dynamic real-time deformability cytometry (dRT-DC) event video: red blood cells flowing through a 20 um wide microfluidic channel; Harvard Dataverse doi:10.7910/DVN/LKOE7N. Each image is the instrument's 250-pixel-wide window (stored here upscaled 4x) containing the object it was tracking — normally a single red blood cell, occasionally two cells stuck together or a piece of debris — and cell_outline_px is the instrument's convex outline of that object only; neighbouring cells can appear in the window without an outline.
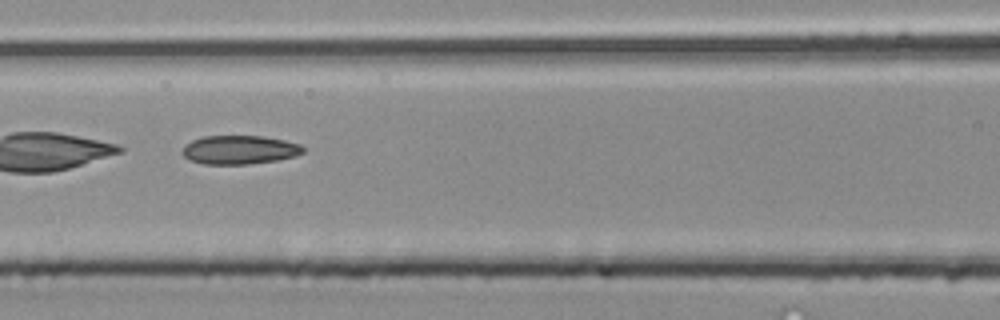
{"species": "common noctule bat (a hibernating species)", "species_latin": "Nyctalus noctula", "temperature_condition": "room temperature", "stored_images_in_passage": 46, "camera_frame_rate_fps": 3000, "um_per_image_px": 0.085, "animal": {"sex": "male", "body_mass_g": 20.4}, "frame": {"image": 1, "passage_image": 21, "time_ms": 6.667, "image_size_px": [1000, 320], "cell_outline_px": [[304, 152], [296, 156], [280, 160], [248, 164], [204, 164], [192, 160], [184, 156], [180, 152], [184, 144], [192, 140], [204, 136], [264, 136], [284, 140], [300, 144], [304, 148]], "centroid_in_image_um": [20.36, 12.73], "position_along_channel_um": 146.2, "area_um2": 20.4}}
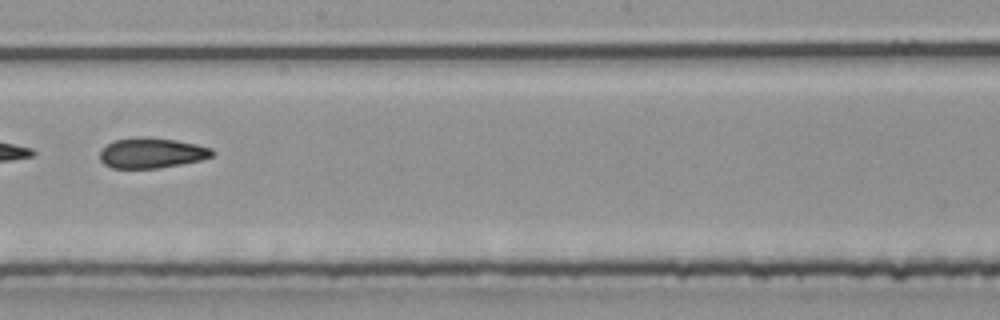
{"frame": {"image": 2, "passage_image": 27, "time_ms": 8.667, "image_size_px": [1000, 320], "cell_outline_px": [[216, 152], [212, 156], [200, 160], [180, 164], [156, 168], [112, 168], [104, 164], [100, 160], [100, 152], [112, 140], [148, 136], [176, 140], [196, 144], [212, 148]], "centroid_in_image_um": [12.9, 12.99], "position_along_channel_um": 235.3, "area_um2": 19.83}}